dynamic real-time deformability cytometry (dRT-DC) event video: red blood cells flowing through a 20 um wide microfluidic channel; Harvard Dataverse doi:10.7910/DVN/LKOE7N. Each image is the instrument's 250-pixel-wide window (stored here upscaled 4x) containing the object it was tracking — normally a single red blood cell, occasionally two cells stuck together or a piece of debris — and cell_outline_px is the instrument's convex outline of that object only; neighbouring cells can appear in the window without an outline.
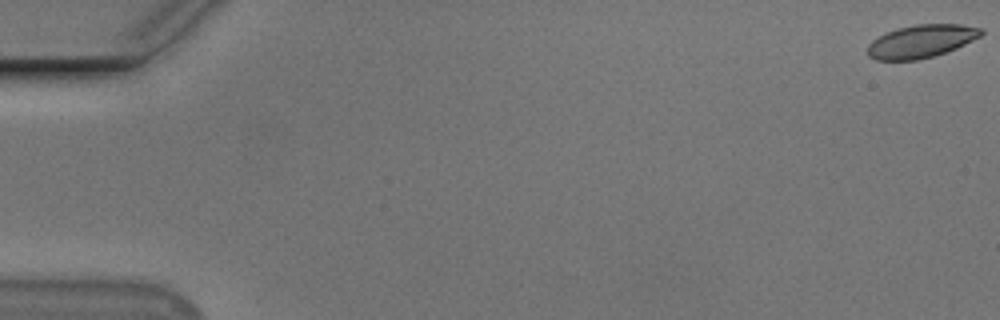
{"species": "Egyptian fruit bat (a non-hibernating species)", "species_latin": "Rousettus aegyptiacus", "temperature_condition": "cold", "stored_images_in_passage": 4, "camera_frame_rate_fps": 3000, "um_per_image_px": 0.085, "animal": {"sex": "male"}, "frame": {"image": 1, "passage_image": 1, "time_ms": 0.0, "image_size_px": [1000, 320], "cell_outline_px": [[984, 32], [980, 36], [956, 48], [932, 56], [916, 60], [876, 60], [868, 56], [868, 44], [872, 40], [896, 28], [916, 24], [960, 24], [984, 28]], "centroid_in_image_um": [78.3, 3.5], "position_along_channel_um": 6.7, "area_um2": 21.68}}